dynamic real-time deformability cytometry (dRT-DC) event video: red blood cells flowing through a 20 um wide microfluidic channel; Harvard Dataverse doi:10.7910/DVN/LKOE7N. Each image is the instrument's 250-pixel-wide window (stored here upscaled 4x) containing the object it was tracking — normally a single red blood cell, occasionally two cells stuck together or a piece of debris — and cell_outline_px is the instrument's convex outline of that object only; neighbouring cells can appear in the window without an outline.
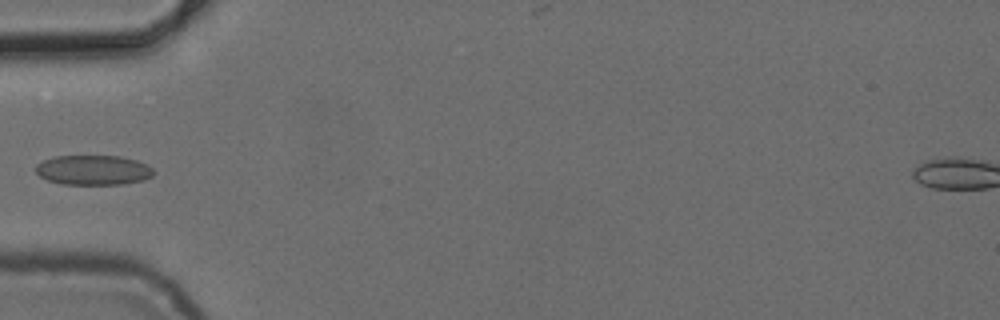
{"species": "common noctule bat (a hibernating species)", "species_latin": "Nyctalus noctula", "temperature_condition": "cold", "stored_images_in_passage": 5, "camera_frame_rate_fps": 3000, "um_per_image_px": 0.085, "animal": {"sex": "female", "body_mass_g": 24.6, "forearm_length_mm": 56.2}, "frame": {"image": 1, "passage_image": 5, "time_ms": 5.333, "image_size_px": [1000, 320], "cell_outline_px": [[156, 172], [152, 176], [144, 180], [124, 184], [60, 184], [48, 180], [40, 176], [36, 172], [36, 164], [44, 160], [56, 156], [120, 156], [136, 160], [148, 164]], "centroid_in_image_um": [7.96, 14.46], "position_along_channel_um": 77.0, "area_um2": 20.58}}